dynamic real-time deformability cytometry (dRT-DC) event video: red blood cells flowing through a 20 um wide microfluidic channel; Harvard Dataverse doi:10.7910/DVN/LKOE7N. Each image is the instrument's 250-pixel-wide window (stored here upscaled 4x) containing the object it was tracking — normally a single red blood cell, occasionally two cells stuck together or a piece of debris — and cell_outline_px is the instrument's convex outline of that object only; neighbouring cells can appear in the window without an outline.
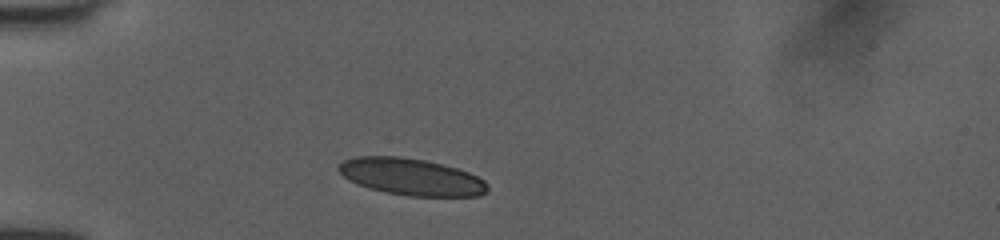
{"species": "human", "species_latin": "Homo sapiens", "temperature_condition": "room temperature", "stored_images_in_passage": 37, "camera_frame_rate_fps": 3000, "um_per_image_px": 0.085, "donor": {"sex": "female"}, "frame": {"image": 1, "passage_image": 1, "time_ms": 0.0, "image_size_px": [1000, 240], "cell_outline_px": [[488, 192], [480, 196], [408, 196], [368, 188], [356, 184], [348, 180], [336, 168], [344, 160], [356, 156], [400, 156], [424, 160], [460, 168], [484, 180], [488, 184]], "centroid_in_image_um": [34.97, 15.03], "position_along_channel_um": 50.0, "area_um2": 32.14}}
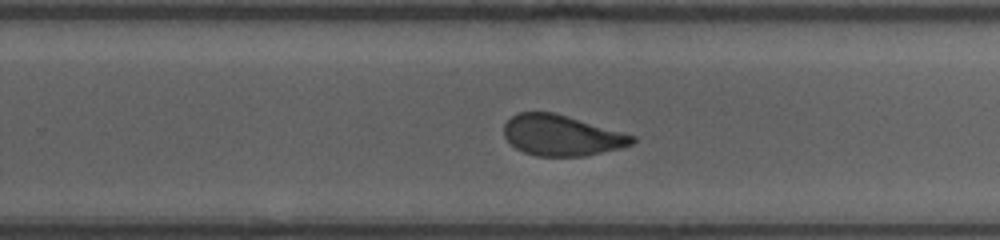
{"frame": {"image": 2, "passage_image": 20, "time_ms": 6.333, "image_size_px": [1000, 240], "cell_outline_px": [[636, 140], [632, 144], [620, 148], [584, 156], [536, 156], [524, 152], [516, 148], [504, 136], [504, 124], [512, 116], [520, 112], [552, 112], [636, 136]], "centroid_in_image_um": [47.72, 11.51], "position_along_channel_um": 282.1, "area_um2": 30.06}}
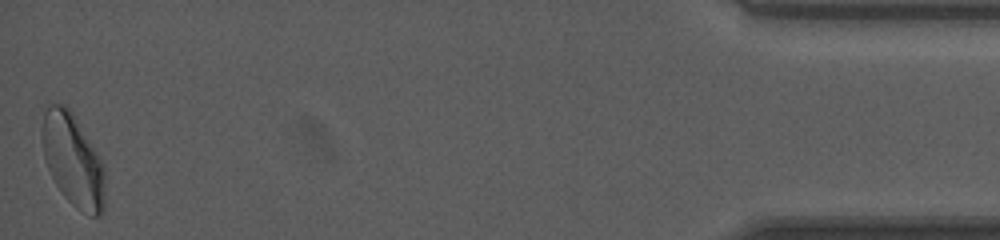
{"frame": {"image": 3, "passage_image": 37, "time_ms": 12.0, "image_size_px": [1000, 240], "cell_outline_px": [[104, 208], [100, 216], [92, 216], [80, 212], [60, 192], [48, 168], [44, 156], [44, 112], [52, 104], [64, 104], [72, 112], [100, 160], [104, 168]], "centroid_in_image_um": [6.22, 13.69], "position_along_channel_um": 429.0, "area_um2": 32.89}, "authors_computed_cell_mechanics": {"area_um2": 31.7322, "velocity_mm_per_s": 4.0428, "shape_relaxation_time_tau1_ms": 8.4623, "shape_relaxation_time_tau2_ms": 0.8844, "deformation_change_tau1": 0.1855, "deformation_change_tau2": 0.0817}}